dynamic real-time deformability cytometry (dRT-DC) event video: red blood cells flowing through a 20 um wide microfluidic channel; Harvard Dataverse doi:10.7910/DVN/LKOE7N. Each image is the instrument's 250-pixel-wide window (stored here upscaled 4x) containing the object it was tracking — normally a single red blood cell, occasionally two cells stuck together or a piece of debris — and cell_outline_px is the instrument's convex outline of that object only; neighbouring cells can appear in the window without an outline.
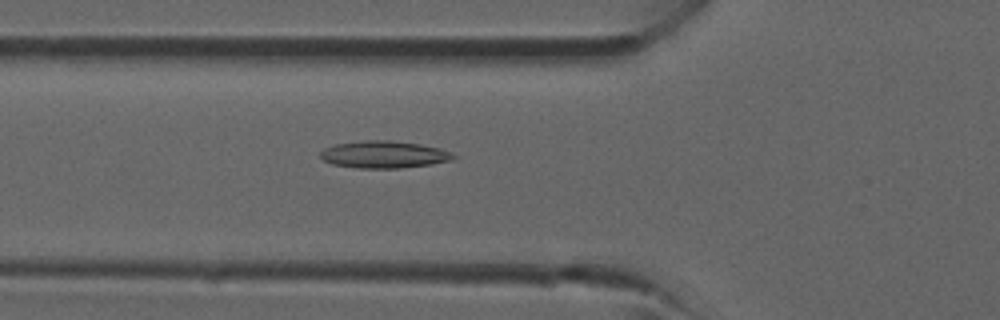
{"species": "common noctule bat (a hibernating species)", "species_latin": "Nyctalus noctula", "temperature_condition": "room temperature", "stored_images_in_passage": 39, "camera_frame_rate_fps": 3000, "um_per_image_px": 0.085, "animal": {"sex": "male", "forearm_length_mm": 52.5}, "frame": {"image": 1, "passage_image": 13, "time_ms": 4.0, "image_size_px": [1000, 320], "cell_outline_px": [[456, 156], [452, 160], [432, 164], [400, 168], [360, 168], [332, 164], [324, 160], [320, 156], [320, 152], [324, 148], [336, 144], [368, 140], [388, 140], [420, 144], [440, 148]], "centroid_in_image_um": [32.63, 13.13], "position_along_channel_um": 93.2, "area_um2": 20.87}}
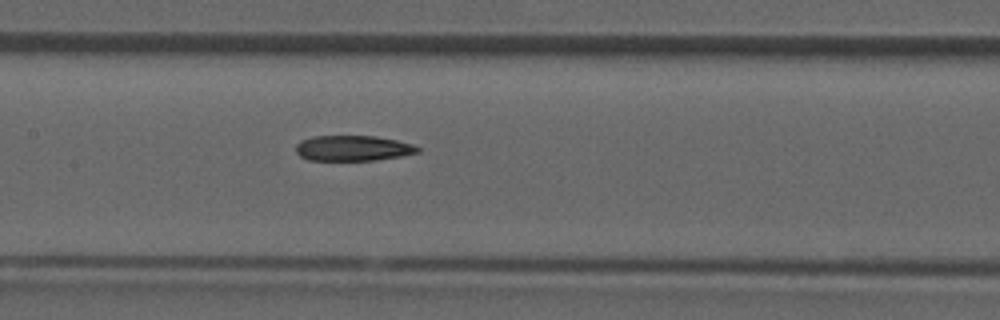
{"frame": {"image": 2, "passage_image": 18, "time_ms": 5.667, "image_size_px": [1000, 320], "cell_outline_px": [[420, 152], [400, 156], [372, 160], [308, 160], [300, 156], [296, 152], [296, 144], [300, 140], [312, 136], [376, 136], [396, 140], [412, 144], [420, 148]], "centroid_in_image_um": [29.97, 12.59], "position_along_channel_um": 177.4, "area_um2": 18.03}}
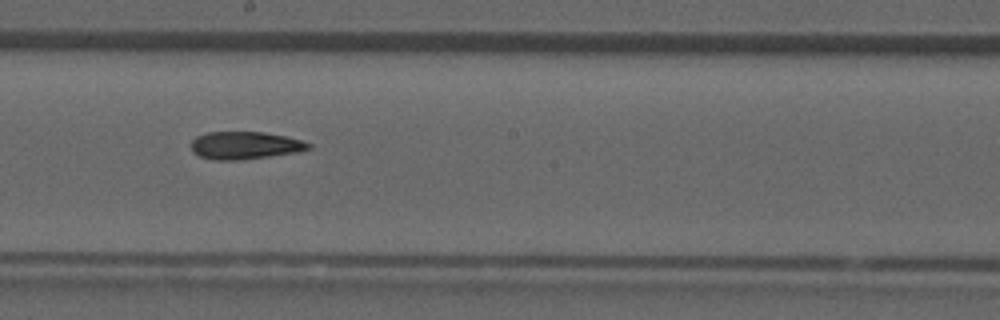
{"frame": {"image": 3, "passage_image": 21, "time_ms": 6.667, "image_size_px": [1000, 320], "cell_outline_px": [[312, 148], [296, 152], [240, 160], [216, 160], [200, 156], [192, 152], [192, 140], [196, 136], [208, 132], [264, 132], [284, 136], [300, 140], [312, 144]], "centroid_in_image_um": [20.81, 12.35], "position_along_channel_um": 227.4, "area_um2": 18.73}}